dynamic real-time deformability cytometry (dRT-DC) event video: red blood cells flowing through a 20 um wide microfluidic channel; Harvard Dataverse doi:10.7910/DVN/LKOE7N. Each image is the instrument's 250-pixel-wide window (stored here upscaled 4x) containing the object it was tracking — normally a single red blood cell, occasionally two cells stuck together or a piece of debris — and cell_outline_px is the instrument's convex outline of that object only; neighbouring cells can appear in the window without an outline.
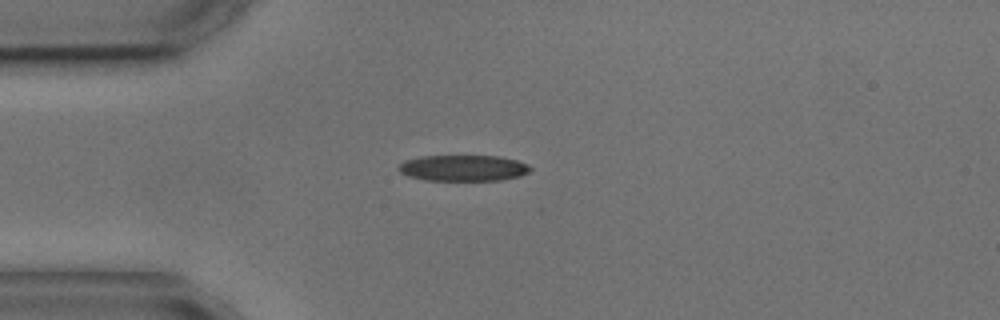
{"species": "common noctule bat (a hibernating species)", "species_latin": "Nyctalus noctula", "temperature_condition": "cold", "stored_images_in_passage": 2, "camera_frame_rate_fps": 3000, "um_per_image_px": 0.085, "animal": {"sex": "male", "body_mass_g": 17.9, "forearm_length_mm": 54.2}, "frame": {"image": 1, "passage_image": 1, "time_ms": 0.0, "image_size_px": [1000, 320], "cell_outline_px": [[532, 168], [528, 172], [520, 176], [500, 180], [424, 180], [408, 176], [400, 172], [396, 168], [404, 160], [420, 156], [500, 156], [516, 160], [528, 164]], "centroid_in_image_um": [39.35, 14.28], "position_along_channel_um": 45.6, "area_um2": 20.06}}